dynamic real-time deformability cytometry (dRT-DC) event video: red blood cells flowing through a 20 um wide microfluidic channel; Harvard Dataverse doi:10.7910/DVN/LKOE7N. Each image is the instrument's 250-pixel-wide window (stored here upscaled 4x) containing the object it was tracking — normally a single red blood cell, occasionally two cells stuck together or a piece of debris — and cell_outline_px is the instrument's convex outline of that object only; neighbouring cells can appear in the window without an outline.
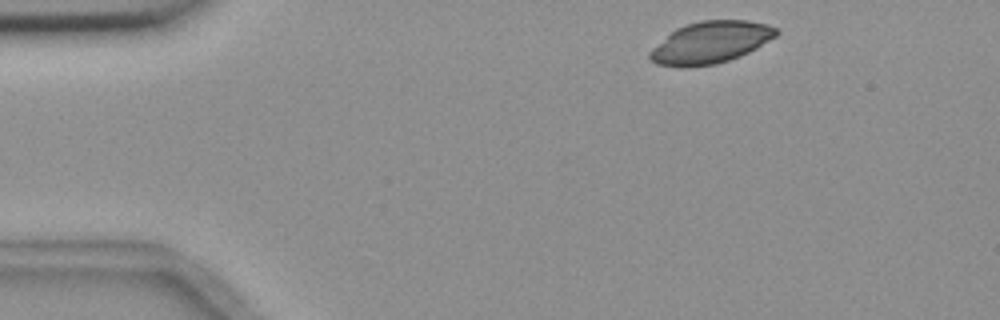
{"species": "common noctule bat (a hibernating species)", "species_latin": "Nyctalus noctula", "temperature_condition": "room temperature", "stored_images_in_passage": 3, "camera_frame_rate_fps": 3000, "um_per_image_px": 0.085, "animal": {"sex": "female", "body_mass_g": 18.4}, "frame": {"image": 1, "passage_image": 1, "time_ms": 0.0, "image_size_px": [1000, 320], "cell_outline_px": [[780, 32], [776, 36], [756, 48], [740, 56], [716, 64], [688, 68], [656, 64], [648, 60], [648, 52], [652, 48], [676, 28], [700, 20], [748, 20], [768, 24], [776, 28]], "centroid_in_image_um": [60.38, 3.62], "position_along_channel_um": 24.6, "area_um2": 30.98}}